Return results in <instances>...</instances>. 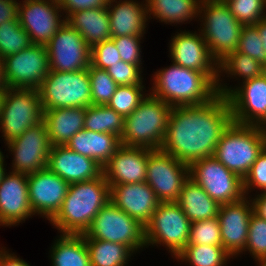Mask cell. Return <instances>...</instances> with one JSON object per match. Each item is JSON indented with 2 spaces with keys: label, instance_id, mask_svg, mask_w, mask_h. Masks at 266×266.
Here are the masks:
<instances>
[{
  "label": "cell",
  "instance_id": "74e56055",
  "mask_svg": "<svg viewBox=\"0 0 266 266\" xmlns=\"http://www.w3.org/2000/svg\"><path fill=\"white\" fill-rule=\"evenodd\" d=\"M246 251L250 252L258 266L266 264V220L254 213L250 216Z\"/></svg>",
  "mask_w": 266,
  "mask_h": 266
},
{
  "label": "cell",
  "instance_id": "e0dca14e",
  "mask_svg": "<svg viewBox=\"0 0 266 266\" xmlns=\"http://www.w3.org/2000/svg\"><path fill=\"white\" fill-rule=\"evenodd\" d=\"M45 46L50 70L74 72L88 69L91 64V48L67 22Z\"/></svg>",
  "mask_w": 266,
  "mask_h": 266
},
{
  "label": "cell",
  "instance_id": "8d00e7d4",
  "mask_svg": "<svg viewBox=\"0 0 266 266\" xmlns=\"http://www.w3.org/2000/svg\"><path fill=\"white\" fill-rule=\"evenodd\" d=\"M144 89L143 84L117 86L107 105L125 118L139 106L140 102L148 94H145Z\"/></svg>",
  "mask_w": 266,
  "mask_h": 266
},
{
  "label": "cell",
  "instance_id": "4fadbf2b",
  "mask_svg": "<svg viewBox=\"0 0 266 266\" xmlns=\"http://www.w3.org/2000/svg\"><path fill=\"white\" fill-rule=\"evenodd\" d=\"M188 178V164L161 149L149 153L145 182L153 189L160 202L177 201Z\"/></svg>",
  "mask_w": 266,
  "mask_h": 266
},
{
  "label": "cell",
  "instance_id": "e575fe53",
  "mask_svg": "<svg viewBox=\"0 0 266 266\" xmlns=\"http://www.w3.org/2000/svg\"><path fill=\"white\" fill-rule=\"evenodd\" d=\"M262 72L263 64L260 61L238 51L229 53L218 63L219 79L225 73L231 78H242L243 83L262 75Z\"/></svg>",
  "mask_w": 266,
  "mask_h": 266
},
{
  "label": "cell",
  "instance_id": "484cf974",
  "mask_svg": "<svg viewBox=\"0 0 266 266\" xmlns=\"http://www.w3.org/2000/svg\"><path fill=\"white\" fill-rule=\"evenodd\" d=\"M43 121L52 146L66 145L84 129L86 108H56L43 110Z\"/></svg>",
  "mask_w": 266,
  "mask_h": 266
},
{
  "label": "cell",
  "instance_id": "9c48e42d",
  "mask_svg": "<svg viewBox=\"0 0 266 266\" xmlns=\"http://www.w3.org/2000/svg\"><path fill=\"white\" fill-rule=\"evenodd\" d=\"M83 236L122 243L135 254L146 247L145 227L111 201L101 208Z\"/></svg>",
  "mask_w": 266,
  "mask_h": 266
},
{
  "label": "cell",
  "instance_id": "ee69618b",
  "mask_svg": "<svg viewBox=\"0 0 266 266\" xmlns=\"http://www.w3.org/2000/svg\"><path fill=\"white\" fill-rule=\"evenodd\" d=\"M120 60L119 51L112 39L105 40L91 48V65L95 68L106 70Z\"/></svg>",
  "mask_w": 266,
  "mask_h": 266
},
{
  "label": "cell",
  "instance_id": "f1b7e54d",
  "mask_svg": "<svg viewBox=\"0 0 266 266\" xmlns=\"http://www.w3.org/2000/svg\"><path fill=\"white\" fill-rule=\"evenodd\" d=\"M190 222L217 217L220 204L190 177L185 181L176 201Z\"/></svg>",
  "mask_w": 266,
  "mask_h": 266
},
{
  "label": "cell",
  "instance_id": "cb8c5ba5",
  "mask_svg": "<svg viewBox=\"0 0 266 266\" xmlns=\"http://www.w3.org/2000/svg\"><path fill=\"white\" fill-rule=\"evenodd\" d=\"M69 184L98 178L103 173L94 159L74 152L66 145L52 146L48 166Z\"/></svg>",
  "mask_w": 266,
  "mask_h": 266
},
{
  "label": "cell",
  "instance_id": "60d3db41",
  "mask_svg": "<svg viewBox=\"0 0 266 266\" xmlns=\"http://www.w3.org/2000/svg\"><path fill=\"white\" fill-rule=\"evenodd\" d=\"M188 245L222 246L218 217L192 222Z\"/></svg>",
  "mask_w": 266,
  "mask_h": 266
},
{
  "label": "cell",
  "instance_id": "7c38bea8",
  "mask_svg": "<svg viewBox=\"0 0 266 266\" xmlns=\"http://www.w3.org/2000/svg\"><path fill=\"white\" fill-rule=\"evenodd\" d=\"M189 177L220 205L238 201L245 196L243 179L214 156L192 162L189 165Z\"/></svg>",
  "mask_w": 266,
  "mask_h": 266
},
{
  "label": "cell",
  "instance_id": "9f6ffc18",
  "mask_svg": "<svg viewBox=\"0 0 266 266\" xmlns=\"http://www.w3.org/2000/svg\"><path fill=\"white\" fill-rule=\"evenodd\" d=\"M262 75L266 79V64H263V72H262Z\"/></svg>",
  "mask_w": 266,
  "mask_h": 266
},
{
  "label": "cell",
  "instance_id": "7dc6e473",
  "mask_svg": "<svg viewBox=\"0 0 266 266\" xmlns=\"http://www.w3.org/2000/svg\"><path fill=\"white\" fill-rule=\"evenodd\" d=\"M110 0H58L62 12L67 18L71 13L92 8L107 7Z\"/></svg>",
  "mask_w": 266,
  "mask_h": 266
},
{
  "label": "cell",
  "instance_id": "d6a6232c",
  "mask_svg": "<svg viewBox=\"0 0 266 266\" xmlns=\"http://www.w3.org/2000/svg\"><path fill=\"white\" fill-rule=\"evenodd\" d=\"M125 118L108 105H90L86 107L84 129L115 134L119 138L124 130Z\"/></svg>",
  "mask_w": 266,
  "mask_h": 266
},
{
  "label": "cell",
  "instance_id": "4316f807",
  "mask_svg": "<svg viewBox=\"0 0 266 266\" xmlns=\"http://www.w3.org/2000/svg\"><path fill=\"white\" fill-rule=\"evenodd\" d=\"M121 145L115 134L80 130L66 144L68 148L83 156L94 159L103 167Z\"/></svg>",
  "mask_w": 266,
  "mask_h": 266
},
{
  "label": "cell",
  "instance_id": "8fae6325",
  "mask_svg": "<svg viewBox=\"0 0 266 266\" xmlns=\"http://www.w3.org/2000/svg\"><path fill=\"white\" fill-rule=\"evenodd\" d=\"M218 80L217 94L227 97L235 123L266 127V79L263 75L228 87ZM223 84V85H222ZM243 84V85H242Z\"/></svg>",
  "mask_w": 266,
  "mask_h": 266
},
{
  "label": "cell",
  "instance_id": "1f68e13d",
  "mask_svg": "<svg viewBox=\"0 0 266 266\" xmlns=\"http://www.w3.org/2000/svg\"><path fill=\"white\" fill-rule=\"evenodd\" d=\"M91 266H127L134 252L122 243L84 237Z\"/></svg>",
  "mask_w": 266,
  "mask_h": 266
},
{
  "label": "cell",
  "instance_id": "b9f144b4",
  "mask_svg": "<svg viewBox=\"0 0 266 266\" xmlns=\"http://www.w3.org/2000/svg\"><path fill=\"white\" fill-rule=\"evenodd\" d=\"M236 51L266 64V52L263 41L255 25H244L240 34Z\"/></svg>",
  "mask_w": 266,
  "mask_h": 266
},
{
  "label": "cell",
  "instance_id": "277c9868",
  "mask_svg": "<svg viewBox=\"0 0 266 266\" xmlns=\"http://www.w3.org/2000/svg\"><path fill=\"white\" fill-rule=\"evenodd\" d=\"M266 147V127L231 122L221 135L214 157L242 179Z\"/></svg>",
  "mask_w": 266,
  "mask_h": 266
},
{
  "label": "cell",
  "instance_id": "11a10c76",
  "mask_svg": "<svg viewBox=\"0 0 266 266\" xmlns=\"http://www.w3.org/2000/svg\"><path fill=\"white\" fill-rule=\"evenodd\" d=\"M5 94H6V91H0V116H1L2 105H3Z\"/></svg>",
  "mask_w": 266,
  "mask_h": 266
},
{
  "label": "cell",
  "instance_id": "f546056e",
  "mask_svg": "<svg viewBox=\"0 0 266 266\" xmlns=\"http://www.w3.org/2000/svg\"><path fill=\"white\" fill-rule=\"evenodd\" d=\"M52 266H91L83 235L60 234L50 249Z\"/></svg>",
  "mask_w": 266,
  "mask_h": 266
},
{
  "label": "cell",
  "instance_id": "5b68a950",
  "mask_svg": "<svg viewBox=\"0 0 266 266\" xmlns=\"http://www.w3.org/2000/svg\"><path fill=\"white\" fill-rule=\"evenodd\" d=\"M172 106L150 93L124 120L120 143L159 150L167 130Z\"/></svg>",
  "mask_w": 266,
  "mask_h": 266
},
{
  "label": "cell",
  "instance_id": "6f0895ef",
  "mask_svg": "<svg viewBox=\"0 0 266 266\" xmlns=\"http://www.w3.org/2000/svg\"><path fill=\"white\" fill-rule=\"evenodd\" d=\"M215 1H218V2H226L227 0H215Z\"/></svg>",
  "mask_w": 266,
  "mask_h": 266
},
{
  "label": "cell",
  "instance_id": "f35d334b",
  "mask_svg": "<svg viewBox=\"0 0 266 266\" xmlns=\"http://www.w3.org/2000/svg\"><path fill=\"white\" fill-rule=\"evenodd\" d=\"M88 73L91 84L92 105H107L118 85L106 70L95 68L91 64L88 67Z\"/></svg>",
  "mask_w": 266,
  "mask_h": 266
},
{
  "label": "cell",
  "instance_id": "db71d44e",
  "mask_svg": "<svg viewBox=\"0 0 266 266\" xmlns=\"http://www.w3.org/2000/svg\"><path fill=\"white\" fill-rule=\"evenodd\" d=\"M4 158L5 157L0 149V182L2 181L4 175L6 174V170H5L6 168H4V165H5Z\"/></svg>",
  "mask_w": 266,
  "mask_h": 266
},
{
  "label": "cell",
  "instance_id": "681fc988",
  "mask_svg": "<svg viewBox=\"0 0 266 266\" xmlns=\"http://www.w3.org/2000/svg\"><path fill=\"white\" fill-rule=\"evenodd\" d=\"M0 266H30L29 263L17 257V255L13 253H9V251L5 248L0 249Z\"/></svg>",
  "mask_w": 266,
  "mask_h": 266
},
{
  "label": "cell",
  "instance_id": "ba28073f",
  "mask_svg": "<svg viewBox=\"0 0 266 266\" xmlns=\"http://www.w3.org/2000/svg\"><path fill=\"white\" fill-rule=\"evenodd\" d=\"M190 224L176 201L160 202L145 226L146 248L162 244L171 255L177 257L188 245Z\"/></svg>",
  "mask_w": 266,
  "mask_h": 266
},
{
  "label": "cell",
  "instance_id": "5bb4252c",
  "mask_svg": "<svg viewBox=\"0 0 266 266\" xmlns=\"http://www.w3.org/2000/svg\"><path fill=\"white\" fill-rule=\"evenodd\" d=\"M8 88L39 89L48 75L49 58L45 45L31 44L3 59Z\"/></svg>",
  "mask_w": 266,
  "mask_h": 266
},
{
  "label": "cell",
  "instance_id": "bcb514c9",
  "mask_svg": "<svg viewBox=\"0 0 266 266\" xmlns=\"http://www.w3.org/2000/svg\"><path fill=\"white\" fill-rule=\"evenodd\" d=\"M142 38L143 36H119L111 39L114 41L122 61L135 64L142 69L140 54L142 52L140 48Z\"/></svg>",
  "mask_w": 266,
  "mask_h": 266
},
{
  "label": "cell",
  "instance_id": "f5cc1de1",
  "mask_svg": "<svg viewBox=\"0 0 266 266\" xmlns=\"http://www.w3.org/2000/svg\"><path fill=\"white\" fill-rule=\"evenodd\" d=\"M8 86L6 84L5 79V70H4V63L3 59H0V91H6Z\"/></svg>",
  "mask_w": 266,
  "mask_h": 266
},
{
  "label": "cell",
  "instance_id": "7402d4cb",
  "mask_svg": "<svg viewBox=\"0 0 266 266\" xmlns=\"http://www.w3.org/2000/svg\"><path fill=\"white\" fill-rule=\"evenodd\" d=\"M152 149L120 145L103 166V175L110 188L117 184L145 182L148 155Z\"/></svg>",
  "mask_w": 266,
  "mask_h": 266
},
{
  "label": "cell",
  "instance_id": "f6af8a7d",
  "mask_svg": "<svg viewBox=\"0 0 266 266\" xmlns=\"http://www.w3.org/2000/svg\"><path fill=\"white\" fill-rule=\"evenodd\" d=\"M254 187L261 192L266 191V147L259 154L250 171L243 179L245 196H248Z\"/></svg>",
  "mask_w": 266,
  "mask_h": 266
},
{
  "label": "cell",
  "instance_id": "ac0fdd59",
  "mask_svg": "<svg viewBox=\"0 0 266 266\" xmlns=\"http://www.w3.org/2000/svg\"><path fill=\"white\" fill-rule=\"evenodd\" d=\"M178 32L170 40L171 62L195 71L203 72L215 85L219 80L218 62L212 57L204 37L199 31Z\"/></svg>",
  "mask_w": 266,
  "mask_h": 266
},
{
  "label": "cell",
  "instance_id": "8992f818",
  "mask_svg": "<svg viewBox=\"0 0 266 266\" xmlns=\"http://www.w3.org/2000/svg\"><path fill=\"white\" fill-rule=\"evenodd\" d=\"M198 17L202 19L199 31L218 63L236 51L244 25L237 21L225 2L201 0Z\"/></svg>",
  "mask_w": 266,
  "mask_h": 266
},
{
  "label": "cell",
  "instance_id": "d590c367",
  "mask_svg": "<svg viewBox=\"0 0 266 266\" xmlns=\"http://www.w3.org/2000/svg\"><path fill=\"white\" fill-rule=\"evenodd\" d=\"M30 45L29 35L21 27L18 19L0 25V59L14 55Z\"/></svg>",
  "mask_w": 266,
  "mask_h": 266
},
{
  "label": "cell",
  "instance_id": "ffe728a7",
  "mask_svg": "<svg viewBox=\"0 0 266 266\" xmlns=\"http://www.w3.org/2000/svg\"><path fill=\"white\" fill-rule=\"evenodd\" d=\"M249 197L244 196L238 201L221 204L218 220L221 231L222 246L235 257L243 253L247 245L250 216L253 213Z\"/></svg>",
  "mask_w": 266,
  "mask_h": 266
},
{
  "label": "cell",
  "instance_id": "d6986e66",
  "mask_svg": "<svg viewBox=\"0 0 266 266\" xmlns=\"http://www.w3.org/2000/svg\"><path fill=\"white\" fill-rule=\"evenodd\" d=\"M27 179L33 213L50 221L60 210L70 184L48 167L27 174Z\"/></svg>",
  "mask_w": 266,
  "mask_h": 266
},
{
  "label": "cell",
  "instance_id": "83f0119b",
  "mask_svg": "<svg viewBox=\"0 0 266 266\" xmlns=\"http://www.w3.org/2000/svg\"><path fill=\"white\" fill-rule=\"evenodd\" d=\"M66 22L82 35L90 48L111 39L107 7L73 12L66 18Z\"/></svg>",
  "mask_w": 266,
  "mask_h": 266
},
{
  "label": "cell",
  "instance_id": "52a82bcc",
  "mask_svg": "<svg viewBox=\"0 0 266 266\" xmlns=\"http://www.w3.org/2000/svg\"><path fill=\"white\" fill-rule=\"evenodd\" d=\"M38 90L43 110L92 105L88 69L74 72L49 70Z\"/></svg>",
  "mask_w": 266,
  "mask_h": 266
},
{
  "label": "cell",
  "instance_id": "c3c4849f",
  "mask_svg": "<svg viewBox=\"0 0 266 266\" xmlns=\"http://www.w3.org/2000/svg\"><path fill=\"white\" fill-rule=\"evenodd\" d=\"M18 7L17 0H0V25L18 19Z\"/></svg>",
  "mask_w": 266,
  "mask_h": 266
},
{
  "label": "cell",
  "instance_id": "ab89813d",
  "mask_svg": "<svg viewBox=\"0 0 266 266\" xmlns=\"http://www.w3.org/2000/svg\"><path fill=\"white\" fill-rule=\"evenodd\" d=\"M225 3L243 25H255L266 18V0H227Z\"/></svg>",
  "mask_w": 266,
  "mask_h": 266
},
{
  "label": "cell",
  "instance_id": "3957f363",
  "mask_svg": "<svg viewBox=\"0 0 266 266\" xmlns=\"http://www.w3.org/2000/svg\"><path fill=\"white\" fill-rule=\"evenodd\" d=\"M153 76L150 94L172 107L204 104L217 95L216 85L203 72L173 62Z\"/></svg>",
  "mask_w": 266,
  "mask_h": 266
},
{
  "label": "cell",
  "instance_id": "4dcf8cb0",
  "mask_svg": "<svg viewBox=\"0 0 266 266\" xmlns=\"http://www.w3.org/2000/svg\"><path fill=\"white\" fill-rule=\"evenodd\" d=\"M148 18L164 24H180L198 18L201 0H145ZM152 15V17H151Z\"/></svg>",
  "mask_w": 266,
  "mask_h": 266
},
{
  "label": "cell",
  "instance_id": "603a6c76",
  "mask_svg": "<svg viewBox=\"0 0 266 266\" xmlns=\"http://www.w3.org/2000/svg\"><path fill=\"white\" fill-rule=\"evenodd\" d=\"M110 201L146 226L160 201L147 182L117 184L110 188Z\"/></svg>",
  "mask_w": 266,
  "mask_h": 266
},
{
  "label": "cell",
  "instance_id": "836d02e7",
  "mask_svg": "<svg viewBox=\"0 0 266 266\" xmlns=\"http://www.w3.org/2000/svg\"><path fill=\"white\" fill-rule=\"evenodd\" d=\"M231 257L223 246L187 245L175 258L190 266H228Z\"/></svg>",
  "mask_w": 266,
  "mask_h": 266
},
{
  "label": "cell",
  "instance_id": "d4e9b609",
  "mask_svg": "<svg viewBox=\"0 0 266 266\" xmlns=\"http://www.w3.org/2000/svg\"><path fill=\"white\" fill-rule=\"evenodd\" d=\"M115 4H114V3ZM111 38L144 36L148 21L146 2L137 0H110L107 6Z\"/></svg>",
  "mask_w": 266,
  "mask_h": 266
},
{
  "label": "cell",
  "instance_id": "f907efd6",
  "mask_svg": "<svg viewBox=\"0 0 266 266\" xmlns=\"http://www.w3.org/2000/svg\"><path fill=\"white\" fill-rule=\"evenodd\" d=\"M253 198L250 199L253 213L266 220V191H263Z\"/></svg>",
  "mask_w": 266,
  "mask_h": 266
},
{
  "label": "cell",
  "instance_id": "9a60e30c",
  "mask_svg": "<svg viewBox=\"0 0 266 266\" xmlns=\"http://www.w3.org/2000/svg\"><path fill=\"white\" fill-rule=\"evenodd\" d=\"M22 2L19 1L18 7V20L21 27L28 33L31 44L46 45L66 23V17L63 13L61 15L62 9L58 0H24Z\"/></svg>",
  "mask_w": 266,
  "mask_h": 266
},
{
  "label": "cell",
  "instance_id": "44dd1931",
  "mask_svg": "<svg viewBox=\"0 0 266 266\" xmlns=\"http://www.w3.org/2000/svg\"><path fill=\"white\" fill-rule=\"evenodd\" d=\"M28 193L27 174L6 172L0 182V226H16L35 215Z\"/></svg>",
  "mask_w": 266,
  "mask_h": 266
},
{
  "label": "cell",
  "instance_id": "7a4b0ae2",
  "mask_svg": "<svg viewBox=\"0 0 266 266\" xmlns=\"http://www.w3.org/2000/svg\"><path fill=\"white\" fill-rule=\"evenodd\" d=\"M110 197L103 173L96 179L71 183L60 210L49 222L61 234L83 235Z\"/></svg>",
  "mask_w": 266,
  "mask_h": 266
},
{
  "label": "cell",
  "instance_id": "6da1fadb",
  "mask_svg": "<svg viewBox=\"0 0 266 266\" xmlns=\"http://www.w3.org/2000/svg\"><path fill=\"white\" fill-rule=\"evenodd\" d=\"M232 121L228 99L220 94L204 104L173 107L160 149L188 165L211 157Z\"/></svg>",
  "mask_w": 266,
  "mask_h": 266
},
{
  "label": "cell",
  "instance_id": "30bf717a",
  "mask_svg": "<svg viewBox=\"0 0 266 266\" xmlns=\"http://www.w3.org/2000/svg\"><path fill=\"white\" fill-rule=\"evenodd\" d=\"M43 115L39 90L8 88L0 116L4 143L21 136L28 128L43 121Z\"/></svg>",
  "mask_w": 266,
  "mask_h": 266
},
{
  "label": "cell",
  "instance_id": "7bdbcfd3",
  "mask_svg": "<svg viewBox=\"0 0 266 266\" xmlns=\"http://www.w3.org/2000/svg\"><path fill=\"white\" fill-rule=\"evenodd\" d=\"M106 71L118 86L143 84L142 69L135 64L120 60Z\"/></svg>",
  "mask_w": 266,
  "mask_h": 266
},
{
  "label": "cell",
  "instance_id": "816d5d0a",
  "mask_svg": "<svg viewBox=\"0 0 266 266\" xmlns=\"http://www.w3.org/2000/svg\"><path fill=\"white\" fill-rule=\"evenodd\" d=\"M255 26L259 31V35L261 37V40L263 41L264 50L266 52V18L261 21H258Z\"/></svg>",
  "mask_w": 266,
  "mask_h": 266
},
{
  "label": "cell",
  "instance_id": "2e32d148",
  "mask_svg": "<svg viewBox=\"0 0 266 266\" xmlns=\"http://www.w3.org/2000/svg\"><path fill=\"white\" fill-rule=\"evenodd\" d=\"M12 160L13 172L30 174L48 166L51 143L44 121L28 128L21 136L6 143Z\"/></svg>",
  "mask_w": 266,
  "mask_h": 266
}]
</instances>
